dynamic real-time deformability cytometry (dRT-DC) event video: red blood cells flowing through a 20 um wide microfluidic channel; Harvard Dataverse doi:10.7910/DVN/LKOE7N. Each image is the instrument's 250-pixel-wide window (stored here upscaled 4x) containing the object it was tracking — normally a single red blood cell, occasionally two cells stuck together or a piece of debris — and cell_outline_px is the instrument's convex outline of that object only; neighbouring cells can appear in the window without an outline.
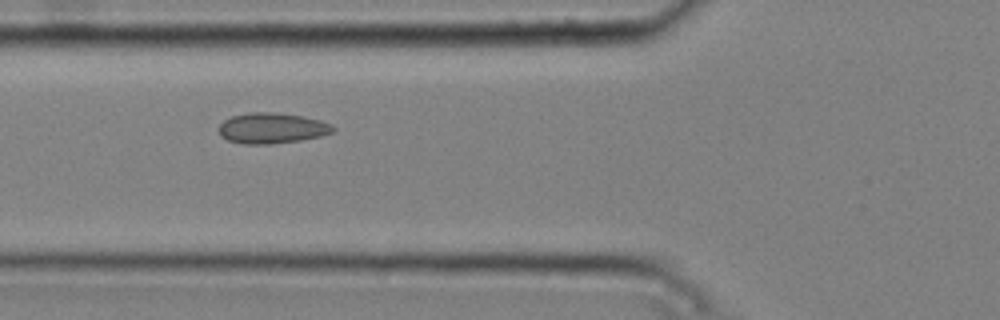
{"species": "common noctule bat (a hibernating species)", "species_latin": "Nyctalus noctula", "temperature_condition": "cold", "stored_images_in_passage": 2, "camera_frame_rate_fps": 3000, "um_per_image_px": 0.085, "animal": {"sex": "male", "body_mass_g": 20.4}, "frame": {"image": 1, "passage_image": 2, "time_ms": 0.333, "image_size_px": [1000, 320], "cell_outline_px": [[336, 128], [332, 132], [320, 136], [300, 140], [272, 144], [244, 144], [228, 140], [220, 136], [220, 124], [224, 120], [232, 116], [248, 112], [276, 112], [300, 116], [320, 120], [332, 124]], "centroid_in_image_um": [23.11, 10.89], "position_along_channel_um": 102.7, "area_um2": 20.35}}